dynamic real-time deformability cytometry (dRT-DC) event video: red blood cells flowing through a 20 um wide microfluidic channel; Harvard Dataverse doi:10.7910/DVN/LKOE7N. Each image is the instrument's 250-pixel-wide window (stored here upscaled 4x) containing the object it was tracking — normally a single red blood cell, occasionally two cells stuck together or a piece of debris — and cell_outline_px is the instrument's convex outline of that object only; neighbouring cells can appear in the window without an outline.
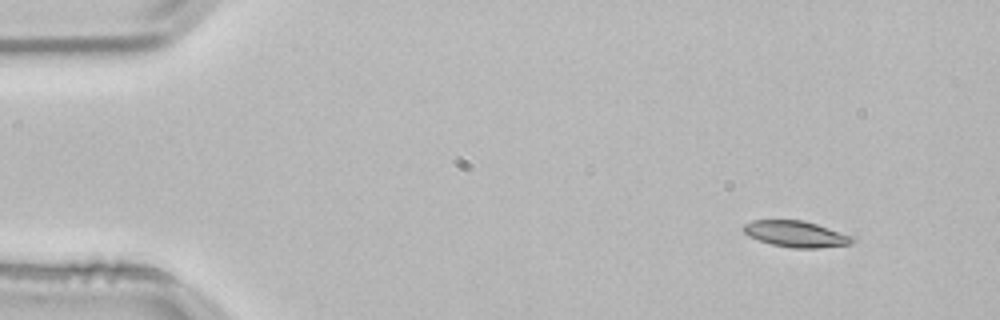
{"species": "common noctule bat (a hibernating species)", "species_latin": "Nyctalus noctula", "temperature_condition": "room temperature", "stored_images_in_passage": 4, "segment_of_instrument_passage": [1, 2], "camera_frame_rate_fps": 3000, "um_per_image_px": 0.085, "animal": {"sex": "male", "body_mass_g": 21.5, "forearm_length_mm": 52.0}, "frame": {"image": 1, "passage_image": 1, "time_ms": 0.0, "image_size_px": [1000, 320], "cell_outline_px": [[856, 240], [852, 244], [816, 248], [792, 248], [772, 244], [748, 236], [744, 232], [744, 224], [752, 220], [804, 220], [852, 236]], "centroid_in_image_um": [67.66, 19.89], "position_along_channel_um": 17.3, "area_um2": 16.47}}
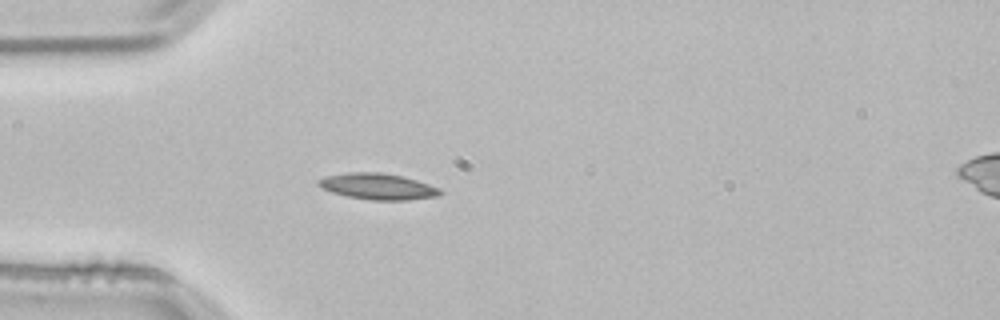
{"frame": {"image": 2, "passage_image": 3, "time_ms": 0.667, "image_size_px": [1000, 320], "cell_outline_px": [[444, 192], [440, 196], [408, 200], [372, 200], [348, 196], [332, 192], [320, 188], [316, 184], [316, 180], [324, 176], [348, 172], [380, 172], [400, 176], [416, 180], [440, 188]], "centroid_in_image_um": [32.09, 15.85], "position_along_channel_um": 52.9, "area_um2": 18.67}}